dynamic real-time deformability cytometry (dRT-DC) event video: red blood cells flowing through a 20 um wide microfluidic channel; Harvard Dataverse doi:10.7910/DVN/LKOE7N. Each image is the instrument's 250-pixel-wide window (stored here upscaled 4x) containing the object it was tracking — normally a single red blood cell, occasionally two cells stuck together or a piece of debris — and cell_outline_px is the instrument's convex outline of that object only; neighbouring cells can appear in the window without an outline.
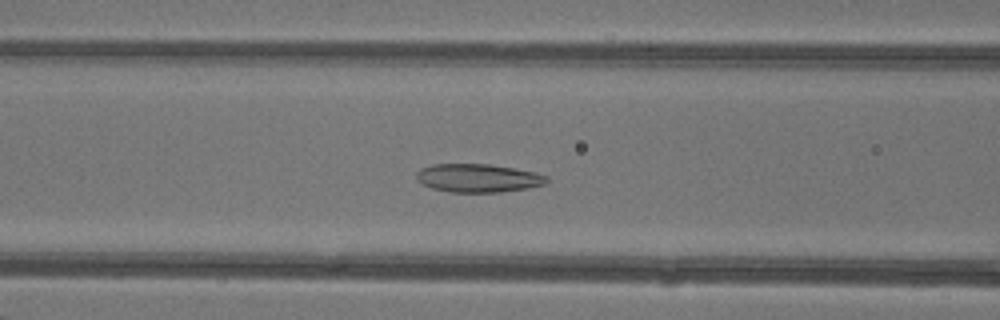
{"species": "common noctule bat (a hibernating species)", "species_latin": "Nyctalus noctula", "temperature_condition": "warm", "stored_images_in_passage": 47, "camera_frame_rate_fps": 3000, "um_per_image_px": 0.085, "animal": {"sex": "female"}, "frame": {"image": 1, "passage_image": 19, "time_ms": 6.0, "image_size_px": [1000, 320], "cell_outline_px": [[548, 180], [544, 184], [528, 188], [500, 192], [448, 192], [432, 188], [416, 180], [416, 172], [420, 168], [432, 164], [488, 164], [516, 168], [536, 172], [548, 176]], "centroid_in_image_um": [40.63, 15.13], "position_along_channel_um": 126.0, "area_um2": 21.68}}
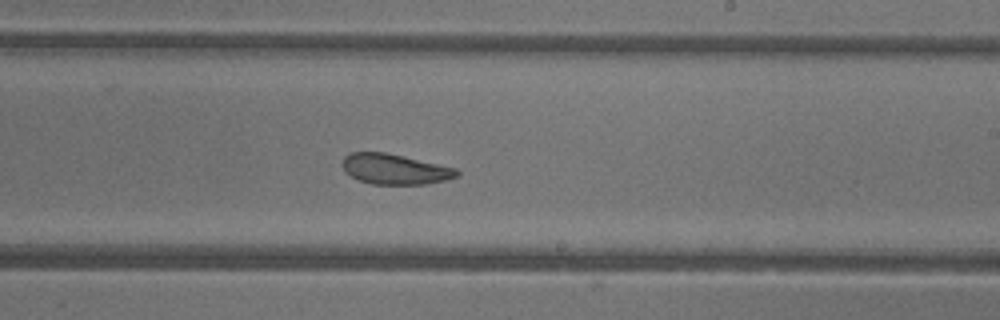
{"frame": {"image": 2, "passage_image": 28, "time_ms": 9.0, "image_size_px": [1000, 320], "cell_outline_px": [[460, 172], [456, 176], [448, 180], [428, 184], [372, 184], [360, 180], [344, 172], [344, 156], [348, 152], [384, 152], [456, 168]], "centroid_in_image_um": [33.57, 14.38], "position_along_channel_um": 255.4, "area_um2": 20.06}}
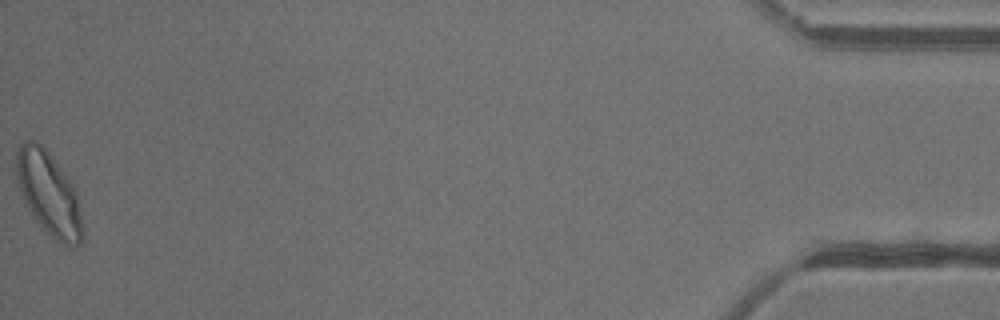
{"frame": {"image": 3, "passage_image": 47, "time_ms": 15.333, "image_size_px": [1000, 320], "cell_outline_px": [[84, 236], [80, 244], [72, 248], [56, 240], [44, 232], [40, 228], [24, 204], [16, 176], [16, 152], [20, 144], [24, 140], [32, 140], [40, 144], [44, 148], [68, 176], [76, 188], [84, 228]], "centroid_in_image_um": [4.16, 16.51], "position_along_channel_um": 431.0, "area_um2": 32.89}, "authors_computed_cell_mechanics": {"area_um2": 24.1604, "velocity_mm_per_s": 4.3273, "shape_relaxation_time_tau1_ms": 4.0673, "shape_relaxation_time_tau2_ms": 1.78, "deformation_change_tau1": 0.1242, "deformation_change_tau2": 0.0857}}